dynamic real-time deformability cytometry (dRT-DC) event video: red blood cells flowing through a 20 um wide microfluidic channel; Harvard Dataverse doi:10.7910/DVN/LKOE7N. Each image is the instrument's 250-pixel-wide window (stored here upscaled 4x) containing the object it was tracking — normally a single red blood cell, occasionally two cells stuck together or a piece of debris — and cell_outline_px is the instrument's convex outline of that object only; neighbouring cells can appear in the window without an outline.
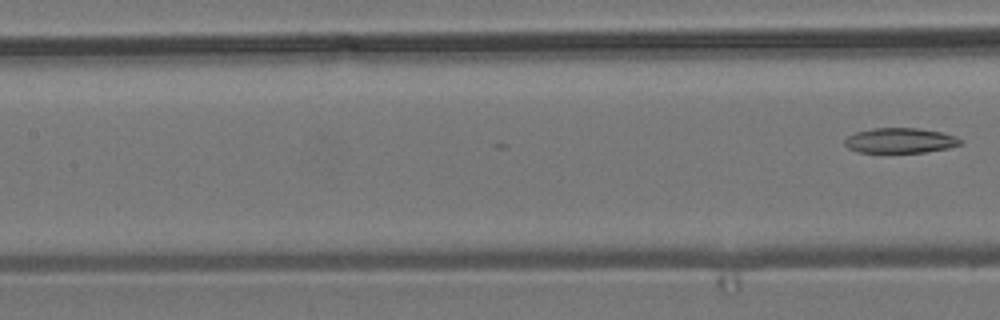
{"species": "common noctule bat (a hibernating species)", "species_latin": "Nyctalus noctula", "temperature_condition": "room temperature", "stored_images_in_passage": 19, "camera_frame_rate_fps": 3000, "um_per_image_px": 0.085, "animal": {"sex": "male", "body_mass_g": 19.2, "forearm_length_mm": 51.8}, "frame": {"image": 1, "passage_image": 19, "time_ms": 6.0, "image_size_px": [1000, 320], "cell_outline_px": [[964, 140], [960, 144], [948, 148], [924, 152], [856, 152], [848, 148], [844, 144], [844, 140], [848, 136], [856, 132], [872, 128], [916, 128], [940, 132], [956, 136]], "centroid_in_image_um": [76.5, 11.94], "position_along_channel_um": 130.9, "area_um2": 16.88}}